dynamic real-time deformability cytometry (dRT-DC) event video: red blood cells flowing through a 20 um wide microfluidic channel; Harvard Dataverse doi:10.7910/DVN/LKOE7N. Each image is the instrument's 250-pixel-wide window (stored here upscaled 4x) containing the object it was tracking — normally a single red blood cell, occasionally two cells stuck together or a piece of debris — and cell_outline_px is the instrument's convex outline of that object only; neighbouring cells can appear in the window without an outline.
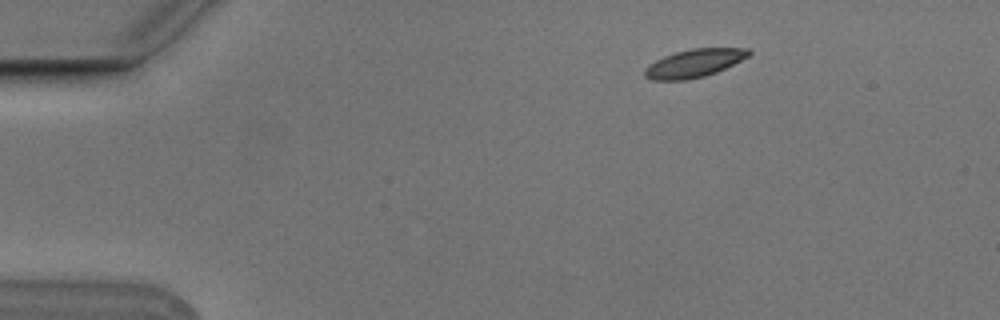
{"species": "Egyptian fruit bat (a non-hibernating species)", "species_latin": "Rousettus aegyptiacus", "temperature_condition": "cold", "stored_images_in_passage": 4, "camera_frame_rate_fps": 3000, "um_per_image_px": 0.085, "animal": {"sex": "male"}, "frame": {"image": 1, "passage_image": 1, "time_ms": 0.0, "image_size_px": [1000, 320], "cell_outline_px": [[752, 52], [748, 56], [716, 72], [704, 76], [684, 80], [652, 80], [644, 76], [644, 68], [648, 64], [664, 56], [676, 52], [692, 48], [748, 48]], "centroid_in_image_um": [58.96, 5.37], "position_along_channel_um": 26.0, "area_um2": 16.88}}
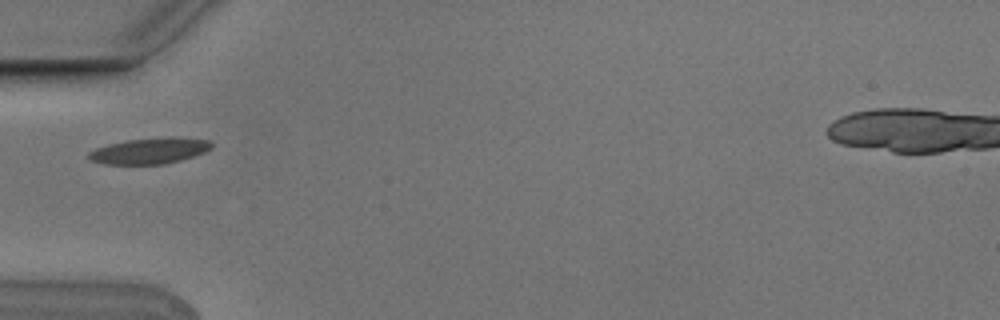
{"frame": {"image": 2, "passage_image": 4, "time_ms": 1.0, "image_size_px": [1000, 320], "cell_outline_px": [[212, 148], [204, 152], [180, 160], [164, 164], [104, 164], [92, 160], [88, 156], [88, 152], [96, 148], [108, 144], [128, 140], [168, 136], [172, 136], [212, 140]], "centroid_in_image_um": [12.75, 12.8], "position_along_channel_um": 72.2, "area_um2": 18.61}}